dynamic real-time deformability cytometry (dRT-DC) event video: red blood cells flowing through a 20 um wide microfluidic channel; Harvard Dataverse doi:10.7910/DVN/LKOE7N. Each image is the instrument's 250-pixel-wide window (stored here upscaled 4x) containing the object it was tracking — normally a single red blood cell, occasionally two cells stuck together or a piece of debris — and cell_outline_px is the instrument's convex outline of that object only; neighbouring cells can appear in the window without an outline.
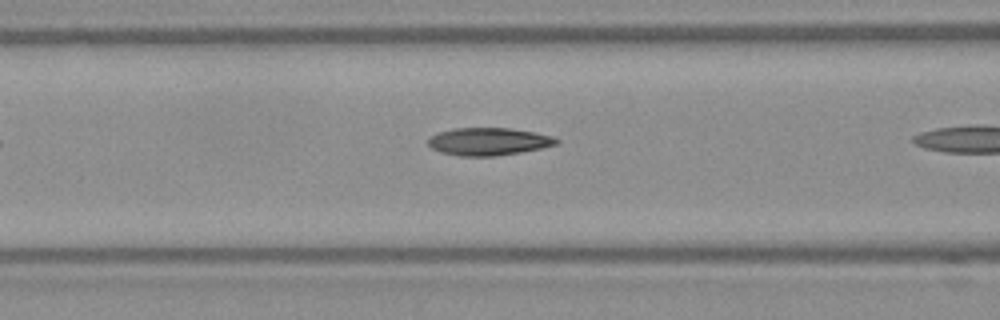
{"species": "Egyptian fruit bat (a non-hibernating species)", "species_latin": "Rousettus aegyptiacus", "temperature_condition": "warm", "stored_images_in_passage": 6, "camera_frame_rate_fps": 3000, "um_per_image_px": 0.085, "frame": {"image": 1, "passage_image": 5, "time_ms": 1.333, "image_size_px": [1000, 320], "cell_outline_px": [[560, 140], [556, 144], [540, 148], [520, 152], [496, 156], [460, 156], [440, 152], [432, 148], [428, 144], [428, 136], [436, 132], [452, 128], [508, 128], [536, 132], [552, 136]], "centroid_in_image_um": [41.48, 12.02], "position_along_channel_um": 125.1, "area_um2": 20.75}}